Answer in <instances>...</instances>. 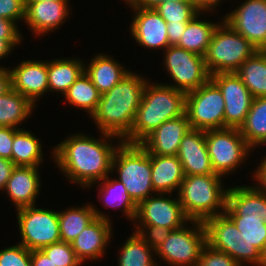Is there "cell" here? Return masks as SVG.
<instances>
[{
	"label": "cell",
	"mask_w": 266,
	"mask_h": 266,
	"mask_svg": "<svg viewBox=\"0 0 266 266\" xmlns=\"http://www.w3.org/2000/svg\"><path fill=\"white\" fill-rule=\"evenodd\" d=\"M0 266H32L31 251L19 243L0 250Z\"/></svg>",
	"instance_id": "cell-39"
},
{
	"label": "cell",
	"mask_w": 266,
	"mask_h": 266,
	"mask_svg": "<svg viewBox=\"0 0 266 266\" xmlns=\"http://www.w3.org/2000/svg\"><path fill=\"white\" fill-rule=\"evenodd\" d=\"M164 52L165 70L176 83L166 85L187 94L210 79L203 56L178 46H169Z\"/></svg>",
	"instance_id": "cell-12"
},
{
	"label": "cell",
	"mask_w": 266,
	"mask_h": 266,
	"mask_svg": "<svg viewBox=\"0 0 266 266\" xmlns=\"http://www.w3.org/2000/svg\"><path fill=\"white\" fill-rule=\"evenodd\" d=\"M191 3L199 12L203 14V0H187Z\"/></svg>",
	"instance_id": "cell-53"
},
{
	"label": "cell",
	"mask_w": 266,
	"mask_h": 266,
	"mask_svg": "<svg viewBox=\"0 0 266 266\" xmlns=\"http://www.w3.org/2000/svg\"><path fill=\"white\" fill-rule=\"evenodd\" d=\"M258 49L222 20L215 29L204 56L210 75L236 72Z\"/></svg>",
	"instance_id": "cell-6"
},
{
	"label": "cell",
	"mask_w": 266,
	"mask_h": 266,
	"mask_svg": "<svg viewBox=\"0 0 266 266\" xmlns=\"http://www.w3.org/2000/svg\"><path fill=\"white\" fill-rule=\"evenodd\" d=\"M32 266H56L42 250L31 251Z\"/></svg>",
	"instance_id": "cell-48"
},
{
	"label": "cell",
	"mask_w": 266,
	"mask_h": 266,
	"mask_svg": "<svg viewBox=\"0 0 266 266\" xmlns=\"http://www.w3.org/2000/svg\"><path fill=\"white\" fill-rule=\"evenodd\" d=\"M222 177L219 174L185 175L178 199L190 221L204 222L224 214L228 188L223 189Z\"/></svg>",
	"instance_id": "cell-4"
},
{
	"label": "cell",
	"mask_w": 266,
	"mask_h": 266,
	"mask_svg": "<svg viewBox=\"0 0 266 266\" xmlns=\"http://www.w3.org/2000/svg\"><path fill=\"white\" fill-rule=\"evenodd\" d=\"M40 140L31 131L19 128L12 143V162L15 166L39 167L44 159Z\"/></svg>",
	"instance_id": "cell-29"
},
{
	"label": "cell",
	"mask_w": 266,
	"mask_h": 266,
	"mask_svg": "<svg viewBox=\"0 0 266 266\" xmlns=\"http://www.w3.org/2000/svg\"><path fill=\"white\" fill-rule=\"evenodd\" d=\"M191 129L186 113L169 119L150 133L140 145L149 153L156 155H177L180 142Z\"/></svg>",
	"instance_id": "cell-20"
},
{
	"label": "cell",
	"mask_w": 266,
	"mask_h": 266,
	"mask_svg": "<svg viewBox=\"0 0 266 266\" xmlns=\"http://www.w3.org/2000/svg\"><path fill=\"white\" fill-rule=\"evenodd\" d=\"M111 221L96 218L71 242L77 259L83 263L85 260H98L105 255L106 247L112 237Z\"/></svg>",
	"instance_id": "cell-21"
},
{
	"label": "cell",
	"mask_w": 266,
	"mask_h": 266,
	"mask_svg": "<svg viewBox=\"0 0 266 266\" xmlns=\"http://www.w3.org/2000/svg\"><path fill=\"white\" fill-rule=\"evenodd\" d=\"M151 179L156 193H169L180 188L185 174L176 155L151 154Z\"/></svg>",
	"instance_id": "cell-23"
},
{
	"label": "cell",
	"mask_w": 266,
	"mask_h": 266,
	"mask_svg": "<svg viewBox=\"0 0 266 266\" xmlns=\"http://www.w3.org/2000/svg\"><path fill=\"white\" fill-rule=\"evenodd\" d=\"M168 23L189 22L199 11L188 2L168 1L154 8Z\"/></svg>",
	"instance_id": "cell-37"
},
{
	"label": "cell",
	"mask_w": 266,
	"mask_h": 266,
	"mask_svg": "<svg viewBox=\"0 0 266 266\" xmlns=\"http://www.w3.org/2000/svg\"><path fill=\"white\" fill-rule=\"evenodd\" d=\"M259 266H266V244L263 250L261 251V258Z\"/></svg>",
	"instance_id": "cell-54"
},
{
	"label": "cell",
	"mask_w": 266,
	"mask_h": 266,
	"mask_svg": "<svg viewBox=\"0 0 266 266\" xmlns=\"http://www.w3.org/2000/svg\"><path fill=\"white\" fill-rule=\"evenodd\" d=\"M119 254L118 266H159L155 260V250L135 231L122 245Z\"/></svg>",
	"instance_id": "cell-35"
},
{
	"label": "cell",
	"mask_w": 266,
	"mask_h": 266,
	"mask_svg": "<svg viewBox=\"0 0 266 266\" xmlns=\"http://www.w3.org/2000/svg\"><path fill=\"white\" fill-rule=\"evenodd\" d=\"M100 134L103 139L79 132L67 137L52 150V159L60 171L80 187H93L112 173L114 153L123 141L110 134ZM114 138L115 141L118 139V144L110 142Z\"/></svg>",
	"instance_id": "cell-1"
},
{
	"label": "cell",
	"mask_w": 266,
	"mask_h": 266,
	"mask_svg": "<svg viewBox=\"0 0 266 266\" xmlns=\"http://www.w3.org/2000/svg\"><path fill=\"white\" fill-rule=\"evenodd\" d=\"M18 129L0 126V158L12 161V143Z\"/></svg>",
	"instance_id": "cell-44"
},
{
	"label": "cell",
	"mask_w": 266,
	"mask_h": 266,
	"mask_svg": "<svg viewBox=\"0 0 266 266\" xmlns=\"http://www.w3.org/2000/svg\"><path fill=\"white\" fill-rule=\"evenodd\" d=\"M189 223L194 225L193 228L184 225L171 231L164 243L155 250L156 256L161 257L170 266H196L207 244L203 222L189 221Z\"/></svg>",
	"instance_id": "cell-10"
},
{
	"label": "cell",
	"mask_w": 266,
	"mask_h": 266,
	"mask_svg": "<svg viewBox=\"0 0 266 266\" xmlns=\"http://www.w3.org/2000/svg\"><path fill=\"white\" fill-rule=\"evenodd\" d=\"M15 165L9 159L0 158V190H4Z\"/></svg>",
	"instance_id": "cell-46"
},
{
	"label": "cell",
	"mask_w": 266,
	"mask_h": 266,
	"mask_svg": "<svg viewBox=\"0 0 266 266\" xmlns=\"http://www.w3.org/2000/svg\"><path fill=\"white\" fill-rule=\"evenodd\" d=\"M203 224L207 245L228 254L240 266L244 263L259 266L261 251L240 237V231L225 214L208 218Z\"/></svg>",
	"instance_id": "cell-8"
},
{
	"label": "cell",
	"mask_w": 266,
	"mask_h": 266,
	"mask_svg": "<svg viewBox=\"0 0 266 266\" xmlns=\"http://www.w3.org/2000/svg\"><path fill=\"white\" fill-rule=\"evenodd\" d=\"M146 83V78L130 71L109 91L101 94L91 116L100 133L113 135L130 144V131Z\"/></svg>",
	"instance_id": "cell-2"
},
{
	"label": "cell",
	"mask_w": 266,
	"mask_h": 266,
	"mask_svg": "<svg viewBox=\"0 0 266 266\" xmlns=\"http://www.w3.org/2000/svg\"><path fill=\"white\" fill-rule=\"evenodd\" d=\"M69 0L26 1V23L36 36L45 35L60 26L69 18ZM65 20V21H64Z\"/></svg>",
	"instance_id": "cell-17"
},
{
	"label": "cell",
	"mask_w": 266,
	"mask_h": 266,
	"mask_svg": "<svg viewBox=\"0 0 266 266\" xmlns=\"http://www.w3.org/2000/svg\"><path fill=\"white\" fill-rule=\"evenodd\" d=\"M205 140L213 170L223 177L235 172L252 152L239 128L205 130Z\"/></svg>",
	"instance_id": "cell-7"
},
{
	"label": "cell",
	"mask_w": 266,
	"mask_h": 266,
	"mask_svg": "<svg viewBox=\"0 0 266 266\" xmlns=\"http://www.w3.org/2000/svg\"><path fill=\"white\" fill-rule=\"evenodd\" d=\"M15 48L5 39H0V60L9 54H11V51H13ZM2 67V66H0Z\"/></svg>",
	"instance_id": "cell-51"
},
{
	"label": "cell",
	"mask_w": 266,
	"mask_h": 266,
	"mask_svg": "<svg viewBox=\"0 0 266 266\" xmlns=\"http://www.w3.org/2000/svg\"><path fill=\"white\" fill-rule=\"evenodd\" d=\"M16 23L0 17V39L7 40L13 47L20 45L23 39Z\"/></svg>",
	"instance_id": "cell-43"
},
{
	"label": "cell",
	"mask_w": 266,
	"mask_h": 266,
	"mask_svg": "<svg viewBox=\"0 0 266 266\" xmlns=\"http://www.w3.org/2000/svg\"><path fill=\"white\" fill-rule=\"evenodd\" d=\"M265 144H266V138L261 142V144L259 146L265 145Z\"/></svg>",
	"instance_id": "cell-57"
},
{
	"label": "cell",
	"mask_w": 266,
	"mask_h": 266,
	"mask_svg": "<svg viewBox=\"0 0 266 266\" xmlns=\"http://www.w3.org/2000/svg\"><path fill=\"white\" fill-rule=\"evenodd\" d=\"M239 131L252 149L266 138V97L254 98Z\"/></svg>",
	"instance_id": "cell-33"
},
{
	"label": "cell",
	"mask_w": 266,
	"mask_h": 266,
	"mask_svg": "<svg viewBox=\"0 0 266 266\" xmlns=\"http://www.w3.org/2000/svg\"><path fill=\"white\" fill-rule=\"evenodd\" d=\"M83 61L59 58L47 61L48 85L51 92L64 95L76 79L84 72Z\"/></svg>",
	"instance_id": "cell-27"
},
{
	"label": "cell",
	"mask_w": 266,
	"mask_h": 266,
	"mask_svg": "<svg viewBox=\"0 0 266 266\" xmlns=\"http://www.w3.org/2000/svg\"><path fill=\"white\" fill-rule=\"evenodd\" d=\"M40 167L15 166L3 191L17 209L35 205L40 194Z\"/></svg>",
	"instance_id": "cell-22"
},
{
	"label": "cell",
	"mask_w": 266,
	"mask_h": 266,
	"mask_svg": "<svg viewBox=\"0 0 266 266\" xmlns=\"http://www.w3.org/2000/svg\"><path fill=\"white\" fill-rule=\"evenodd\" d=\"M26 15V0H0V17L18 22Z\"/></svg>",
	"instance_id": "cell-42"
},
{
	"label": "cell",
	"mask_w": 266,
	"mask_h": 266,
	"mask_svg": "<svg viewBox=\"0 0 266 266\" xmlns=\"http://www.w3.org/2000/svg\"><path fill=\"white\" fill-rule=\"evenodd\" d=\"M137 234L153 249L156 250L162 245L169 236L171 229L153 226V225H136Z\"/></svg>",
	"instance_id": "cell-40"
},
{
	"label": "cell",
	"mask_w": 266,
	"mask_h": 266,
	"mask_svg": "<svg viewBox=\"0 0 266 266\" xmlns=\"http://www.w3.org/2000/svg\"><path fill=\"white\" fill-rule=\"evenodd\" d=\"M223 21L258 50L266 44V0H246Z\"/></svg>",
	"instance_id": "cell-15"
},
{
	"label": "cell",
	"mask_w": 266,
	"mask_h": 266,
	"mask_svg": "<svg viewBox=\"0 0 266 266\" xmlns=\"http://www.w3.org/2000/svg\"><path fill=\"white\" fill-rule=\"evenodd\" d=\"M87 205V206H86ZM82 207H72L58 211L59 231L62 242L71 243L92 221L96 218L111 221L109 216L105 215L92 204H86Z\"/></svg>",
	"instance_id": "cell-26"
},
{
	"label": "cell",
	"mask_w": 266,
	"mask_h": 266,
	"mask_svg": "<svg viewBox=\"0 0 266 266\" xmlns=\"http://www.w3.org/2000/svg\"><path fill=\"white\" fill-rule=\"evenodd\" d=\"M254 98L266 97V54L256 51L235 72Z\"/></svg>",
	"instance_id": "cell-32"
},
{
	"label": "cell",
	"mask_w": 266,
	"mask_h": 266,
	"mask_svg": "<svg viewBox=\"0 0 266 266\" xmlns=\"http://www.w3.org/2000/svg\"><path fill=\"white\" fill-rule=\"evenodd\" d=\"M126 4L131 3L133 0H124Z\"/></svg>",
	"instance_id": "cell-58"
},
{
	"label": "cell",
	"mask_w": 266,
	"mask_h": 266,
	"mask_svg": "<svg viewBox=\"0 0 266 266\" xmlns=\"http://www.w3.org/2000/svg\"><path fill=\"white\" fill-rule=\"evenodd\" d=\"M196 266H240L228 254L205 245Z\"/></svg>",
	"instance_id": "cell-41"
},
{
	"label": "cell",
	"mask_w": 266,
	"mask_h": 266,
	"mask_svg": "<svg viewBox=\"0 0 266 266\" xmlns=\"http://www.w3.org/2000/svg\"><path fill=\"white\" fill-rule=\"evenodd\" d=\"M11 88L27 97L34 105L49 92L47 60H26L11 68Z\"/></svg>",
	"instance_id": "cell-18"
},
{
	"label": "cell",
	"mask_w": 266,
	"mask_h": 266,
	"mask_svg": "<svg viewBox=\"0 0 266 266\" xmlns=\"http://www.w3.org/2000/svg\"><path fill=\"white\" fill-rule=\"evenodd\" d=\"M253 172L254 176L252 177L256 180V182H258V186L256 187L263 193H266V156L263 157L260 165H258V168H256Z\"/></svg>",
	"instance_id": "cell-47"
},
{
	"label": "cell",
	"mask_w": 266,
	"mask_h": 266,
	"mask_svg": "<svg viewBox=\"0 0 266 266\" xmlns=\"http://www.w3.org/2000/svg\"><path fill=\"white\" fill-rule=\"evenodd\" d=\"M210 79L222 92L225 108V128H240L254 100L253 95L235 73H216Z\"/></svg>",
	"instance_id": "cell-14"
},
{
	"label": "cell",
	"mask_w": 266,
	"mask_h": 266,
	"mask_svg": "<svg viewBox=\"0 0 266 266\" xmlns=\"http://www.w3.org/2000/svg\"><path fill=\"white\" fill-rule=\"evenodd\" d=\"M188 22H179V23H173L168 22L167 23V35L169 39V45L170 46H176L181 38V35L184 33Z\"/></svg>",
	"instance_id": "cell-45"
},
{
	"label": "cell",
	"mask_w": 266,
	"mask_h": 266,
	"mask_svg": "<svg viewBox=\"0 0 266 266\" xmlns=\"http://www.w3.org/2000/svg\"><path fill=\"white\" fill-rule=\"evenodd\" d=\"M176 156L185 175L216 174L208 154L205 130L190 129L180 142Z\"/></svg>",
	"instance_id": "cell-19"
},
{
	"label": "cell",
	"mask_w": 266,
	"mask_h": 266,
	"mask_svg": "<svg viewBox=\"0 0 266 266\" xmlns=\"http://www.w3.org/2000/svg\"><path fill=\"white\" fill-rule=\"evenodd\" d=\"M185 97L184 92L171 86L147 81L130 131V144H140L162 123L182 116Z\"/></svg>",
	"instance_id": "cell-3"
},
{
	"label": "cell",
	"mask_w": 266,
	"mask_h": 266,
	"mask_svg": "<svg viewBox=\"0 0 266 266\" xmlns=\"http://www.w3.org/2000/svg\"><path fill=\"white\" fill-rule=\"evenodd\" d=\"M56 266H80L71 243L57 242L41 249Z\"/></svg>",
	"instance_id": "cell-38"
},
{
	"label": "cell",
	"mask_w": 266,
	"mask_h": 266,
	"mask_svg": "<svg viewBox=\"0 0 266 266\" xmlns=\"http://www.w3.org/2000/svg\"><path fill=\"white\" fill-rule=\"evenodd\" d=\"M72 106L86 110L89 116L95 112L101 93L92 83L89 76L83 72L64 94Z\"/></svg>",
	"instance_id": "cell-34"
},
{
	"label": "cell",
	"mask_w": 266,
	"mask_h": 266,
	"mask_svg": "<svg viewBox=\"0 0 266 266\" xmlns=\"http://www.w3.org/2000/svg\"><path fill=\"white\" fill-rule=\"evenodd\" d=\"M21 241L29 251L41 250L61 241L58 212L35 205L17 209Z\"/></svg>",
	"instance_id": "cell-11"
},
{
	"label": "cell",
	"mask_w": 266,
	"mask_h": 266,
	"mask_svg": "<svg viewBox=\"0 0 266 266\" xmlns=\"http://www.w3.org/2000/svg\"><path fill=\"white\" fill-rule=\"evenodd\" d=\"M26 1H39V2H45V1H56V0H26Z\"/></svg>",
	"instance_id": "cell-55"
},
{
	"label": "cell",
	"mask_w": 266,
	"mask_h": 266,
	"mask_svg": "<svg viewBox=\"0 0 266 266\" xmlns=\"http://www.w3.org/2000/svg\"><path fill=\"white\" fill-rule=\"evenodd\" d=\"M120 64L112 56L99 53L93 56L89 65L85 64L84 72L89 76L98 91L103 94L119 83L129 73L130 70H126Z\"/></svg>",
	"instance_id": "cell-25"
},
{
	"label": "cell",
	"mask_w": 266,
	"mask_h": 266,
	"mask_svg": "<svg viewBox=\"0 0 266 266\" xmlns=\"http://www.w3.org/2000/svg\"><path fill=\"white\" fill-rule=\"evenodd\" d=\"M262 52H264L266 54V44L264 45V47L261 49Z\"/></svg>",
	"instance_id": "cell-56"
},
{
	"label": "cell",
	"mask_w": 266,
	"mask_h": 266,
	"mask_svg": "<svg viewBox=\"0 0 266 266\" xmlns=\"http://www.w3.org/2000/svg\"><path fill=\"white\" fill-rule=\"evenodd\" d=\"M224 108L222 92L211 79L185 97V113L191 129L225 128Z\"/></svg>",
	"instance_id": "cell-9"
},
{
	"label": "cell",
	"mask_w": 266,
	"mask_h": 266,
	"mask_svg": "<svg viewBox=\"0 0 266 266\" xmlns=\"http://www.w3.org/2000/svg\"><path fill=\"white\" fill-rule=\"evenodd\" d=\"M168 1L187 2V0H133L131 3H128L127 5H129L130 7L154 9L159 4Z\"/></svg>",
	"instance_id": "cell-49"
},
{
	"label": "cell",
	"mask_w": 266,
	"mask_h": 266,
	"mask_svg": "<svg viewBox=\"0 0 266 266\" xmlns=\"http://www.w3.org/2000/svg\"><path fill=\"white\" fill-rule=\"evenodd\" d=\"M35 106L27 97L11 88L0 96V126L19 129V124L31 116Z\"/></svg>",
	"instance_id": "cell-30"
},
{
	"label": "cell",
	"mask_w": 266,
	"mask_h": 266,
	"mask_svg": "<svg viewBox=\"0 0 266 266\" xmlns=\"http://www.w3.org/2000/svg\"><path fill=\"white\" fill-rule=\"evenodd\" d=\"M226 204L238 216L260 217L266 224V193L255 185L228 187Z\"/></svg>",
	"instance_id": "cell-24"
},
{
	"label": "cell",
	"mask_w": 266,
	"mask_h": 266,
	"mask_svg": "<svg viewBox=\"0 0 266 266\" xmlns=\"http://www.w3.org/2000/svg\"><path fill=\"white\" fill-rule=\"evenodd\" d=\"M134 11L132 23H130L131 35L139 46L148 49L168 48L167 22L155 9L130 7Z\"/></svg>",
	"instance_id": "cell-16"
},
{
	"label": "cell",
	"mask_w": 266,
	"mask_h": 266,
	"mask_svg": "<svg viewBox=\"0 0 266 266\" xmlns=\"http://www.w3.org/2000/svg\"><path fill=\"white\" fill-rule=\"evenodd\" d=\"M11 89V74L8 68L0 67V96Z\"/></svg>",
	"instance_id": "cell-50"
},
{
	"label": "cell",
	"mask_w": 266,
	"mask_h": 266,
	"mask_svg": "<svg viewBox=\"0 0 266 266\" xmlns=\"http://www.w3.org/2000/svg\"><path fill=\"white\" fill-rule=\"evenodd\" d=\"M157 193L150 196L146 200L141 201L137 205V213L135 216L136 225H153L177 230L190 221L185 215L179 199L172 197L168 193ZM138 221V223H137Z\"/></svg>",
	"instance_id": "cell-13"
},
{
	"label": "cell",
	"mask_w": 266,
	"mask_h": 266,
	"mask_svg": "<svg viewBox=\"0 0 266 266\" xmlns=\"http://www.w3.org/2000/svg\"><path fill=\"white\" fill-rule=\"evenodd\" d=\"M108 175L105 179L98 181L100 190L98 193L99 200L104 201V207H113L118 209L121 207L123 215L133 222L137 213V204L130 197L124 184L115 178L109 179ZM103 184V186H102ZM103 197V198H102Z\"/></svg>",
	"instance_id": "cell-31"
},
{
	"label": "cell",
	"mask_w": 266,
	"mask_h": 266,
	"mask_svg": "<svg viewBox=\"0 0 266 266\" xmlns=\"http://www.w3.org/2000/svg\"><path fill=\"white\" fill-rule=\"evenodd\" d=\"M224 214L236 225L240 237L260 251L266 244V224L260 217L238 216L227 204Z\"/></svg>",
	"instance_id": "cell-36"
},
{
	"label": "cell",
	"mask_w": 266,
	"mask_h": 266,
	"mask_svg": "<svg viewBox=\"0 0 266 266\" xmlns=\"http://www.w3.org/2000/svg\"><path fill=\"white\" fill-rule=\"evenodd\" d=\"M200 14L201 12L188 22L176 46L204 57L213 33L220 23H213L209 20L203 21L199 18Z\"/></svg>",
	"instance_id": "cell-28"
},
{
	"label": "cell",
	"mask_w": 266,
	"mask_h": 266,
	"mask_svg": "<svg viewBox=\"0 0 266 266\" xmlns=\"http://www.w3.org/2000/svg\"><path fill=\"white\" fill-rule=\"evenodd\" d=\"M219 2H221V0H203V12H213L212 10L219 5Z\"/></svg>",
	"instance_id": "cell-52"
},
{
	"label": "cell",
	"mask_w": 266,
	"mask_h": 266,
	"mask_svg": "<svg viewBox=\"0 0 266 266\" xmlns=\"http://www.w3.org/2000/svg\"><path fill=\"white\" fill-rule=\"evenodd\" d=\"M112 172L115 170L130 197L138 205L156 192L151 179V154L140 144L122 142L116 149L112 160ZM153 193V194H152Z\"/></svg>",
	"instance_id": "cell-5"
}]
</instances>
